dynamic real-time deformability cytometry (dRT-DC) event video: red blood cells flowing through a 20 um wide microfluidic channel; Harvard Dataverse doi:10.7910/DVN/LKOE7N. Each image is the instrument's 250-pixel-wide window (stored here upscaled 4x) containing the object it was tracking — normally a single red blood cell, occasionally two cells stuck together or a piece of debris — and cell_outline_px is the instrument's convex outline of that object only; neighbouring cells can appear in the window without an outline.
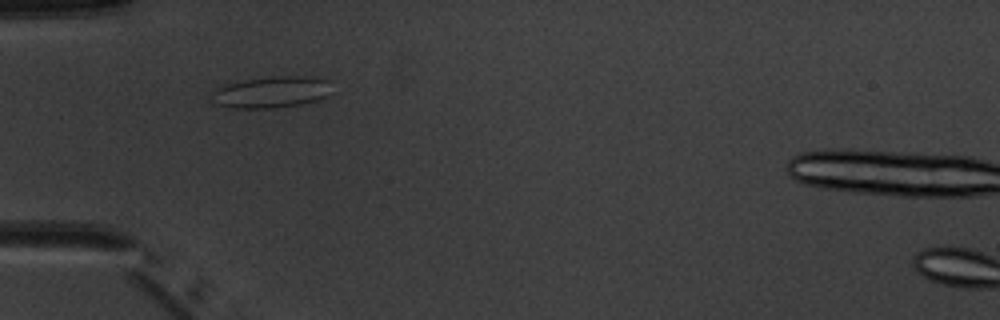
{"species": "common noctule bat (a hibernating species)", "species_latin": "Nyctalus noctula", "temperature_condition": "warm", "stored_images_in_passage": 3, "camera_frame_rate_fps": 3000, "um_per_image_px": 0.085, "animal": {"sex": "male", "body_mass_g": 20.1, "forearm_length_mm": 53.5}, "frame": {"image": 1, "passage_image": 2, "time_ms": 1.333, "image_size_px": [1000, 320], "cell_outline_px": [[332, 92], [316, 100], [304, 104], [276, 108], [236, 108], [220, 104], [212, 92], [216, 88], [224, 84], [244, 80], [272, 76], [308, 76], [328, 80]], "centroid_in_image_um": [23.14, 7.81], "position_along_channel_um": 61.9, "area_um2": 21.79}}
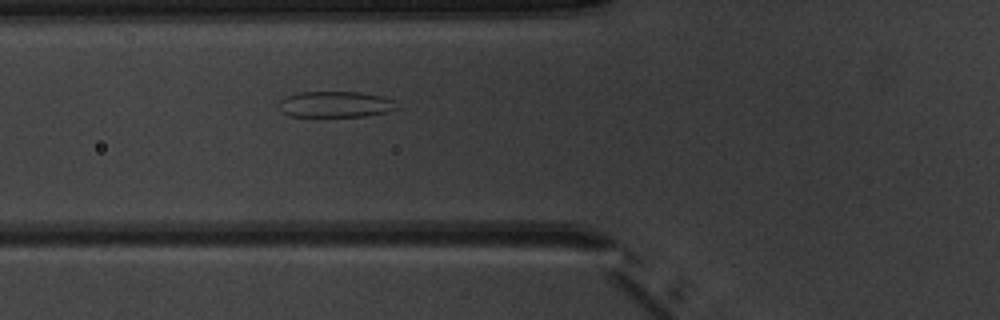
{"frame": {"image": 2, "passage_image": 3, "time_ms": 2.333, "image_size_px": [1000, 320], "cell_outline_px": [[400, 108], [384, 112], [364, 116], [288, 116], [280, 112], [276, 104], [284, 96], [296, 92], [360, 92], [380, 96], [392, 100]], "centroid_in_image_um": [28.4, 8.86], "position_along_channel_um": 97.4, "area_um2": 18.03}}